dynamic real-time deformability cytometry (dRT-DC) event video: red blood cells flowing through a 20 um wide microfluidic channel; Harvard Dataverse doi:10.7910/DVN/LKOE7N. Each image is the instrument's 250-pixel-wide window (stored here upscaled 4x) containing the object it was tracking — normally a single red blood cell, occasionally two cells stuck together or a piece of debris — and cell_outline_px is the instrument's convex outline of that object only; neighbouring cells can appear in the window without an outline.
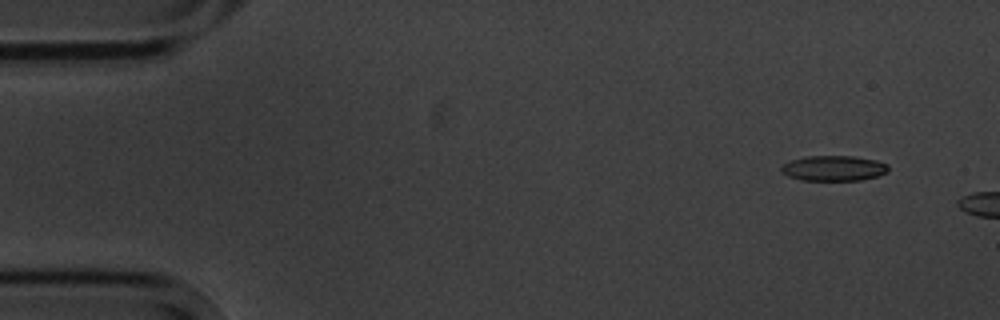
{"species": "common noctule bat (a hibernating species)", "species_latin": "Nyctalus noctula", "temperature_condition": "cold", "stored_images_in_passage": 5, "segment_of_instrument_passage": [2, 2], "camera_frame_rate_fps": 3000, "um_per_image_px": 0.085, "animal": {"sex": "male", "body_mass_g": 20.1, "forearm_length_mm": 53.5}, "frame": {"image": 1, "passage_image": 5, "time_ms": 5.667, "image_size_px": [1000, 320], "cell_outline_px": [[888, 172], [876, 176], [860, 180], [800, 180], [788, 176], [780, 172], [780, 168], [784, 164], [792, 160], [804, 156], [852, 156], [876, 160], [888, 164]], "centroid_in_image_um": [70.84, 14.3], "position_along_channel_um": 14.2, "area_um2": 15.78}}